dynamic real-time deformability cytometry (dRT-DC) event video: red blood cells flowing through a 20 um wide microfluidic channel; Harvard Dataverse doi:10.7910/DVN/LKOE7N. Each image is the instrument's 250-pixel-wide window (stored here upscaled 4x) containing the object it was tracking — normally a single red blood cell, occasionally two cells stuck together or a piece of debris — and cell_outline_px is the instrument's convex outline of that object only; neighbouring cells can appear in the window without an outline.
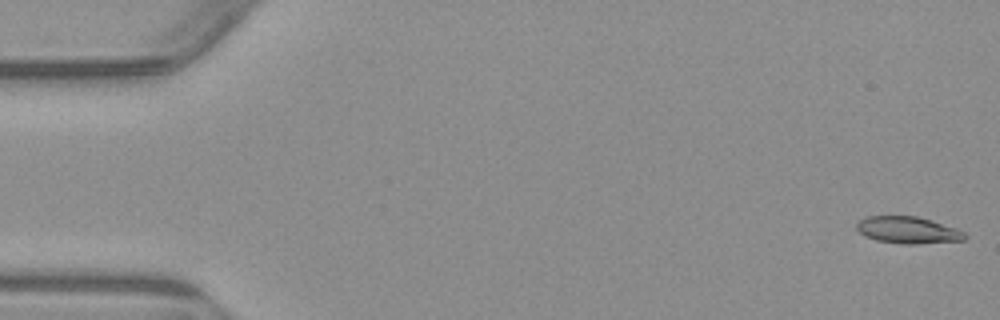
{"species": "common noctule bat (a hibernating species)", "species_latin": "Nyctalus noctula", "temperature_condition": "warm", "stored_images_in_passage": 6, "segment_of_instrument_passage": [1, 2], "camera_frame_rate_fps": 3000, "um_per_image_px": 0.085, "animal": {"sex": "male", "body_mass_g": 23.1, "forearm_length_mm": 52.7}, "frame": {"image": 1, "passage_image": 1, "time_ms": 0.0, "image_size_px": [1000, 320], "cell_outline_px": [[968, 236], [964, 240], [916, 244], [904, 244], [876, 240], [864, 236], [856, 228], [856, 224], [864, 216], [916, 216], [932, 220], [956, 228], [964, 232]], "centroid_in_image_um": [77.17, 19.55], "position_along_channel_um": 7.8, "area_um2": 16.99}}
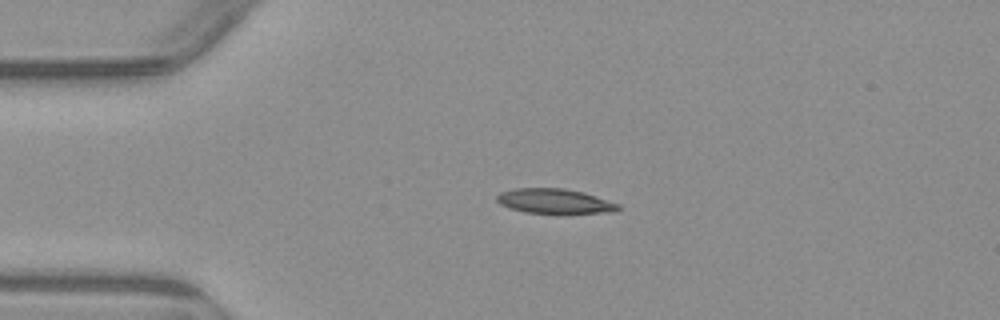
{"frame": {"image": 2, "passage_image": 4, "time_ms": 3.667, "image_size_px": [1000, 320], "cell_outline_px": [[620, 208], [616, 212], [524, 212], [508, 208], [500, 204], [496, 200], [496, 196], [500, 192], [516, 188], [564, 188], [584, 192], [620, 204]], "centroid_in_image_um": [47.12, 17.08], "position_along_channel_um": 37.9, "area_um2": 17.28}}